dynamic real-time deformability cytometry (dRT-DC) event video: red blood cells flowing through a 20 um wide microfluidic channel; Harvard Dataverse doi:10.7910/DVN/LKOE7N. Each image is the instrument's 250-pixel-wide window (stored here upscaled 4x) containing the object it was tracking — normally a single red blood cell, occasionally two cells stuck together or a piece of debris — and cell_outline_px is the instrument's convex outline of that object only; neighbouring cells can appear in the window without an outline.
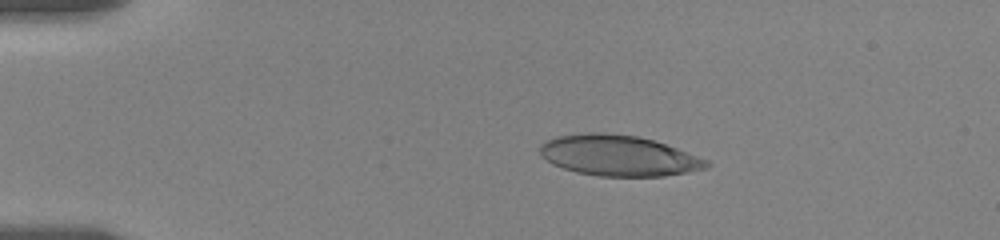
{"species": "human", "species_latin": "Homo sapiens", "temperature_condition": "room temperature", "stored_images_in_passage": 9, "camera_frame_rate_fps": 3000, "um_per_image_px": 0.085, "donor": {"sex": "female"}, "frame": {"image": 1, "passage_image": 2, "time_ms": 0.333, "image_size_px": [1000, 240], "cell_outline_px": [[684, 168], [680, 172], [656, 176], [612, 176], [584, 172], [568, 168], [556, 164], [552, 160], [548, 144], [552, 140], [568, 136], [628, 136], [648, 140], [672, 148], [676, 152]], "centroid_in_image_um": [52.27, 13.25], "position_along_channel_um": 32.7, "area_um2": 31.85}}